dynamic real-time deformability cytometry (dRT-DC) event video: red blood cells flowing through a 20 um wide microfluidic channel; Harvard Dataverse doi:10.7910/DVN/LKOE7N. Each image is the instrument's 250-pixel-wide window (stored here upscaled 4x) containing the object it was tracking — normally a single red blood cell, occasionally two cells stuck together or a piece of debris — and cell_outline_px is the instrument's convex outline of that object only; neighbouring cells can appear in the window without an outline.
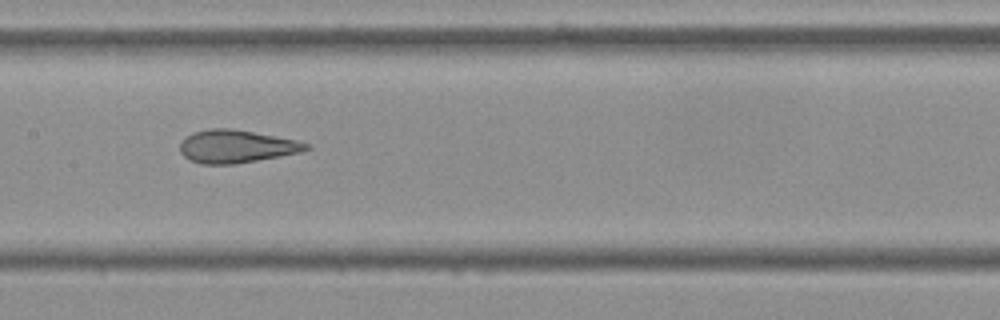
{"species": "Egyptian fruit bat (a non-hibernating species)", "species_latin": "Rousettus aegyptiacus", "temperature_condition": "cold", "stored_images_in_passage": 11, "camera_frame_rate_fps": 3000, "um_per_image_px": 0.085, "frame": {"image": 1, "passage_image": 4, "time_ms": 1.0, "image_size_px": [1000, 320], "cell_outline_px": [[312, 148], [300, 152], [280, 156], [232, 164], [200, 164], [188, 160], [180, 152], [180, 144], [192, 132], [208, 128], [232, 128], [296, 140], [312, 144]], "centroid_in_image_um": [20.09, 12.44], "position_along_channel_um": 187.3, "area_um2": 24.16}}
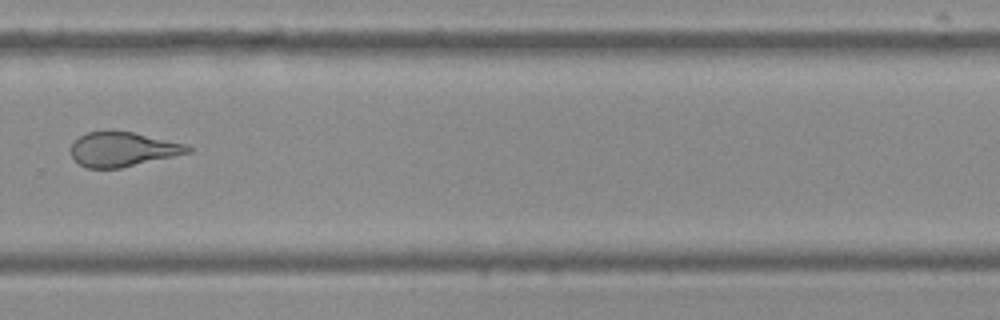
{"frame": {"image": 2, "passage_image": 7, "time_ms": 2.0, "image_size_px": [1000, 320], "cell_outline_px": [[192, 152], [120, 168], [88, 168], [80, 164], [72, 156], [72, 144], [80, 136], [88, 132], [132, 132], [188, 144], [192, 148]], "centroid_in_image_um": [10.48, 12.7], "position_along_channel_um": 319.3, "area_um2": 23.06}}
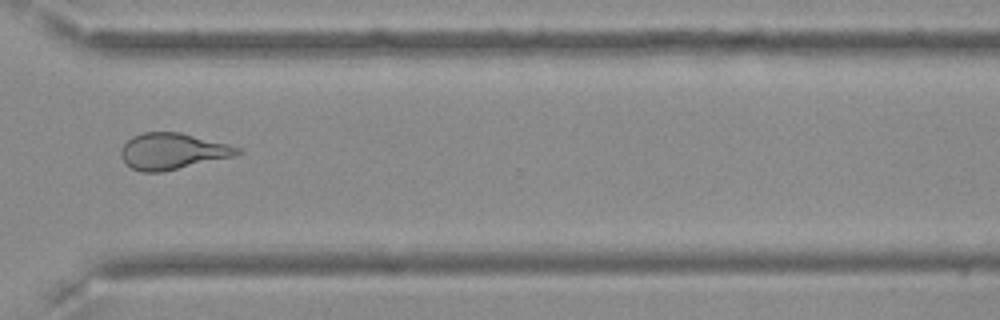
{"frame": {"image": 3, "passage_image": 8, "time_ms": 2.333, "image_size_px": [1000, 320], "cell_outline_px": [[244, 152], [236, 156], [164, 172], [140, 172], [132, 168], [120, 156], [120, 148], [132, 136], [144, 132], [180, 132], [244, 148]], "centroid_in_image_um": [14.71, 12.86], "position_along_channel_um": 355.9, "area_um2": 24.91}}